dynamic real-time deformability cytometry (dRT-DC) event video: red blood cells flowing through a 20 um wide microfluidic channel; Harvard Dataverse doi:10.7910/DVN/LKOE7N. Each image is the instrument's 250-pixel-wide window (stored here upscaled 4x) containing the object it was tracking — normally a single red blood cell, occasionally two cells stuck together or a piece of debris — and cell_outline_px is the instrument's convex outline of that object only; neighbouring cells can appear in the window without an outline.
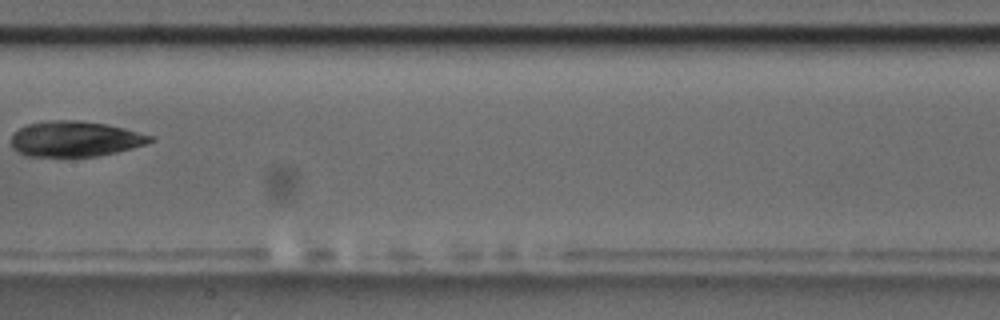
{"species": "common noctule bat (a hibernating species)", "species_latin": "Nyctalus noctula", "temperature_condition": "room temperature", "stored_images_in_passage": 9, "camera_frame_rate_fps": 3000, "um_per_image_px": 0.085, "animal": {"sex": "male", "body_mass_g": 17.5, "forearm_length_mm": 52.3}, "frame": {"image": 1, "passage_image": 8, "time_ms": 8.667, "image_size_px": [1000, 320], "cell_outline_px": [[156, 140], [132, 148], [116, 152], [96, 156], [24, 156], [16, 152], [12, 148], [12, 132], [28, 124], [48, 120], [80, 120], [104, 124], [124, 128], [156, 136]], "centroid_in_image_um": [6.37, 11.8], "position_along_channel_um": 201.0, "area_um2": 28.9}}